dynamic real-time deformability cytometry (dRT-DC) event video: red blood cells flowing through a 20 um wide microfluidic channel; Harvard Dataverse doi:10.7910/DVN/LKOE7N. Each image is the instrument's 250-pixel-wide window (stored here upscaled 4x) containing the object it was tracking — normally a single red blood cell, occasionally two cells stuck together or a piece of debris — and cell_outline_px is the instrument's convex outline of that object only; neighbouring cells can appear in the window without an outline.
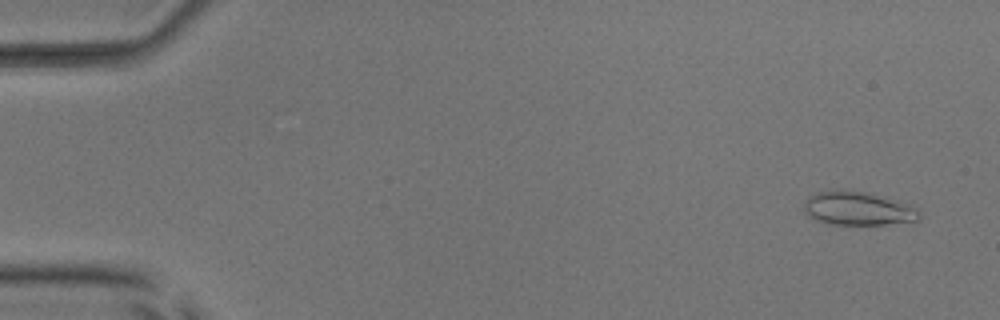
{"species": "common noctule bat (a hibernating species)", "species_latin": "Nyctalus noctula", "temperature_condition": "room temperature", "stored_images_in_passage": 52, "camera_frame_rate_fps": 3000, "um_per_image_px": 0.085, "animal": {"sex": "male", "body_mass_g": 17.9, "forearm_length_mm": 54.2}, "frame": {"image": 1, "passage_image": 3, "time_ms": 0.667, "image_size_px": [1000, 320], "cell_outline_px": [[920, 220], [884, 224], [828, 224], [816, 220], [808, 216], [804, 212], [804, 204], [808, 196], [816, 192], [832, 188], [848, 188], [868, 192], [900, 200], [920, 208]], "centroid_in_image_um": [72.93, 17.67], "position_along_channel_um": 12.1, "area_um2": 23.47}}
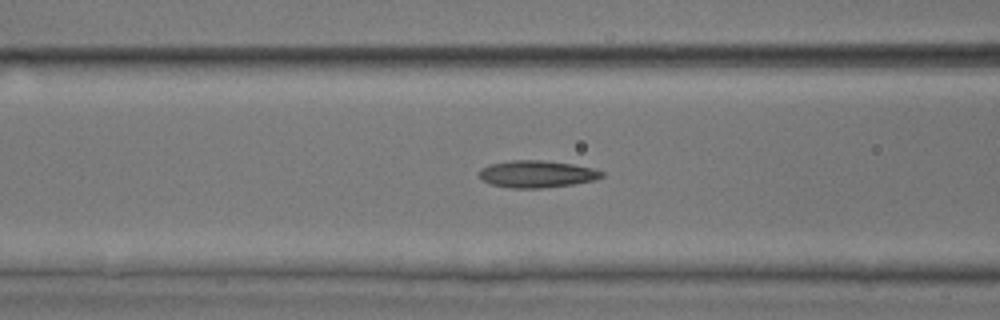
{"frame": {"image": 2, "passage_image": 22, "time_ms": 7.0, "image_size_px": [1000, 320], "cell_outline_px": [[604, 176], [596, 180], [572, 184], [540, 188], [508, 188], [492, 184], [480, 180], [480, 168], [492, 164], [512, 160], [544, 160], [572, 164], [592, 168], [604, 172]], "centroid_in_image_um": [45.63, 14.79], "position_along_channel_um": 121.0, "area_um2": 19.31}}
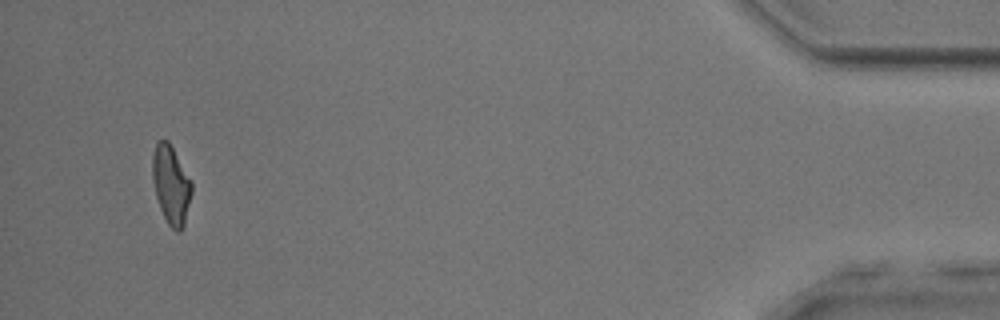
{"frame": {"image": 3, "passage_image": 51, "time_ms": 16.667, "image_size_px": [1000, 320], "cell_outline_px": [[192, 192], [184, 224], [180, 232], [176, 232], [168, 224], [160, 208], [156, 196], [152, 180], [152, 156], [156, 140], [168, 140], [192, 180]], "centroid_in_image_um": [14.53, 15.68], "position_along_channel_um": 420.7, "area_um2": 18.09}}